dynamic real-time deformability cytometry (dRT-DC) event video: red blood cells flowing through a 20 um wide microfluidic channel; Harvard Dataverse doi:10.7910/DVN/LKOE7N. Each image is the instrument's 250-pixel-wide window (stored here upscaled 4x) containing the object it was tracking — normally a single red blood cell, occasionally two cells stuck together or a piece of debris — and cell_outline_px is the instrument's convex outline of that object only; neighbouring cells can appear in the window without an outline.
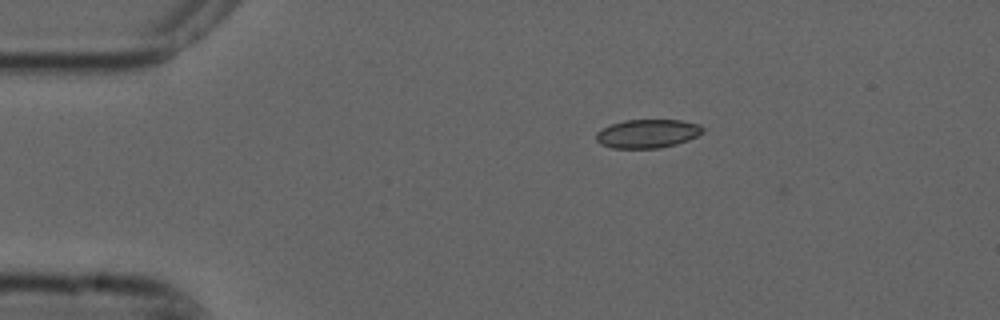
{"species": "common noctule bat (a hibernating species)", "species_latin": "Nyctalus noctula", "temperature_condition": "cold", "stored_images_in_passage": 4, "camera_frame_rate_fps": 3000, "um_per_image_px": 0.085, "animal": {"sex": "male", "forearm_length_mm": 52.5}, "frame": {"image": 1, "passage_image": 3, "time_ms": 0.667, "image_size_px": [1000, 320], "cell_outline_px": [[704, 132], [688, 140], [676, 144], [660, 148], [612, 148], [600, 144], [596, 140], [596, 132], [612, 124], [624, 120], [680, 120], [700, 124], [704, 128]], "centroid_in_image_um": [55.05, 11.36], "position_along_channel_um": 29.9, "area_um2": 17.8}}